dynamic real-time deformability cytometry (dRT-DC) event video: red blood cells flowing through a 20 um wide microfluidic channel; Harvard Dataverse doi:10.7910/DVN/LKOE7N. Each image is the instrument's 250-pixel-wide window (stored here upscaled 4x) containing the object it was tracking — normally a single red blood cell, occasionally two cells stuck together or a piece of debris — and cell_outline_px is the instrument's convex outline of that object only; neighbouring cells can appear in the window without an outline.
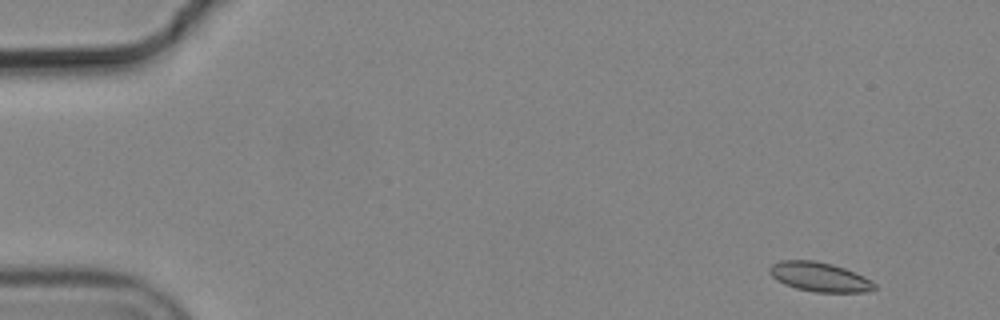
{"species": "common noctule bat (a hibernating species)", "species_latin": "Nyctalus noctula", "temperature_condition": "cold", "stored_images_in_passage": 9, "camera_frame_rate_fps": 3000, "um_per_image_px": 0.085, "animal": {"sex": "male", "body_mass_g": 19.2, "forearm_length_mm": 51.8}, "frame": {"image": 1, "passage_image": 1, "time_ms": 0.0, "image_size_px": [1000, 320], "cell_outline_px": [[876, 288], [864, 292], [816, 292], [796, 288], [784, 284], [776, 280], [768, 272], [768, 268], [772, 264], [780, 260], [816, 260], [832, 264], [844, 268], [864, 276], [876, 284]], "centroid_in_image_um": [69.63, 23.53], "position_along_channel_um": 15.4, "area_um2": 17.98}}
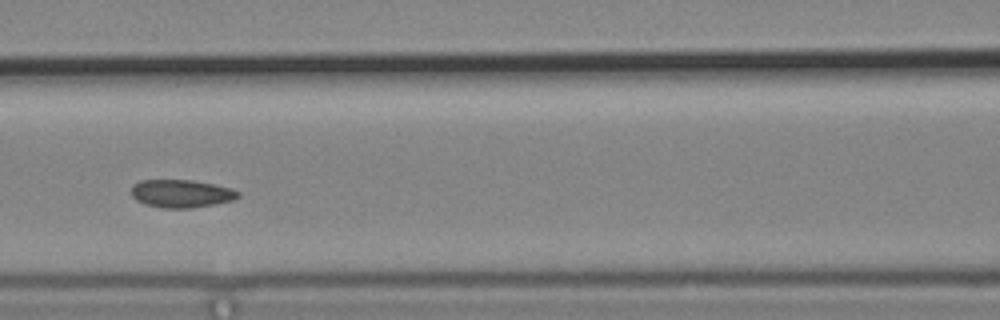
{"frame": {"image": 2, "passage_image": 7, "time_ms": 2.0, "image_size_px": [1000, 320], "cell_outline_px": [[240, 196], [232, 200], [192, 208], [164, 208], [144, 204], [136, 200], [132, 196], [132, 184], [140, 180], [192, 180], [232, 188], [240, 192]], "centroid_in_image_um": [15.39, 16.45], "position_along_channel_um": 151.2, "area_um2": 17.34}}
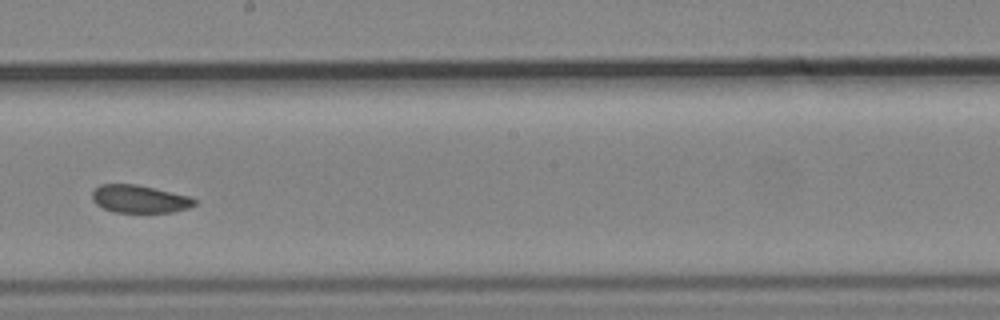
{"frame": {"image": 3, "passage_image": 9, "time_ms": 2.667, "image_size_px": [1000, 320], "cell_outline_px": [[196, 204], [188, 208], [172, 212], [116, 212], [104, 208], [96, 204], [92, 200], [92, 192], [100, 184], [136, 184], [188, 196], [196, 200]], "centroid_in_image_um": [11.84, 16.91], "position_along_channel_um": 236.4, "area_um2": 16.36}}